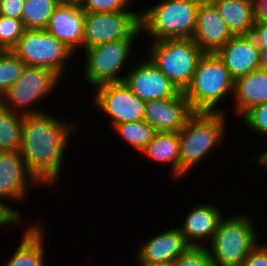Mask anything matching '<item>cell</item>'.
<instances>
[{
  "instance_id": "obj_25",
  "label": "cell",
  "mask_w": 267,
  "mask_h": 266,
  "mask_svg": "<svg viewBox=\"0 0 267 266\" xmlns=\"http://www.w3.org/2000/svg\"><path fill=\"white\" fill-rule=\"evenodd\" d=\"M60 0H24L21 20L26 29L45 30Z\"/></svg>"
},
{
  "instance_id": "obj_35",
  "label": "cell",
  "mask_w": 267,
  "mask_h": 266,
  "mask_svg": "<svg viewBox=\"0 0 267 266\" xmlns=\"http://www.w3.org/2000/svg\"><path fill=\"white\" fill-rule=\"evenodd\" d=\"M255 22L267 23V0H257L255 2Z\"/></svg>"
},
{
  "instance_id": "obj_21",
  "label": "cell",
  "mask_w": 267,
  "mask_h": 266,
  "mask_svg": "<svg viewBox=\"0 0 267 266\" xmlns=\"http://www.w3.org/2000/svg\"><path fill=\"white\" fill-rule=\"evenodd\" d=\"M17 249L3 266H45L44 227L42 223L28 224Z\"/></svg>"
},
{
  "instance_id": "obj_19",
  "label": "cell",
  "mask_w": 267,
  "mask_h": 266,
  "mask_svg": "<svg viewBox=\"0 0 267 266\" xmlns=\"http://www.w3.org/2000/svg\"><path fill=\"white\" fill-rule=\"evenodd\" d=\"M221 209L209 202L199 203L185 215L183 223L178 225L186 241L191 246H203L209 244L219 226V222L225 216Z\"/></svg>"
},
{
  "instance_id": "obj_4",
  "label": "cell",
  "mask_w": 267,
  "mask_h": 266,
  "mask_svg": "<svg viewBox=\"0 0 267 266\" xmlns=\"http://www.w3.org/2000/svg\"><path fill=\"white\" fill-rule=\"evenodd\" d=\"M226 115L222 112H195L178 132L180 178H184L197 164L200 165V161L221 144L223 137H226Z\"/></svg>"
},
{
  "instance_id": "obj_34",
  "label": "cell",
  "mask_w": 267,
  "mask_h": 266,
  "mask_svg": "<svg viewBox=\"0 0 267 266\" xmlns=\"http://www.w3.org/2000/svg\"><path fill=\"white\" fill-rule=\"evenodd\" d=\"M251 35L261 50L260 55H267V23L255 22Z\"/></svg>"
},
{
  "instance_id": "obj_33",
  "label": "cell",
  "mask_w": 267,
  "mask_h": 266,
  "mask_svg": "<svg viewBox=\"0 0 267 266\" xmlns=\"http://www.w3.org/2000/svg\"><path fill=\"white\" fill-rule=\"evenodd\" d=\"M24 0H2L0 2V15L21 19L23 12Z\"/></svg>"
},
{
  "instance_id": "obj_40",
  "label": "cell",
  "mask_w": 267,
  "mask_h": 266,
  "mask_svg": "<svg viewBox=\"0 0 267 266\" xmlns=\"http://www.w3.org/2000/svg\"><path fill=\"white\" fill-rule=\"evenodd\" d=\"M61 2H79L80 0H60Z\"/></svg>"
},
{
  "instance_id": "obj_3",
  "label": "cell",
  "mask_w": 267,
  "mask_h": 266,
  "mask_svg": "<svg viewBox=\"0 0 267 266\" xmlns=\"http://www.w3.org/2000/svg\"><path fill=\"white\" fill-rule=\"evenodd\" d=\"M234 82L216 53H204L184 95L194 112L227 113L218 105L226 100L225 97L233 95Z\"/></svg>"
},
{
  "instance_id": "obj_22",
  "label": "cell",
  "mask_w": 267,
  "mask_h": 266,
  "mask_svg": "<svg viewBox=\"0 0 267 266\" xmlns=\"http://www.w3.org/2000/svg\"><path fill=\"white\" fill-rule=\"evenodd\" d=\"M218 9L233 36L250 35L255 24L252 0H210Z\"/></svg>"
},
{
  "instance_id": "obj_5",
  "label": "cell",
  "mask_w": 267,
  "mask_h": 266,
  "mask_svg": "<svg viewBox=\"0 0 267 266\" xmlns=\"http://www.w3.org/2000/svg\"><path fill=\"white\" fill-rule=\"evenodd\" d=\"M224 216L207 245L213 266H242L252 248L259 242L253 217L247 214Z\"/></svg>"
},
{
  "instance_id": "obj_38",
  "label": "cell",
  "mask_w": 267,
  "mask_h": 266,
  "mask_svg": "<svg viewBox=\"0 0 267 266\" xmlns=\"http://www.w3.org/2000/svg\"><path fill=\"white\" fill-rule=\"evenodd\" d=\"M136 266H171V264H163V263H146V262H136Z\"/></svg>"
},
{
  "instance_id": "obj_24",
  "label": "cell",
  "mask_w": 267,
  "mask_h": 266,
  "mask_svg": "<svg viewBox=\"0 0 267 266\" xmlns=\"http://www.w3.org/2000/svg\"><path fill=\"white\" fill-rule=\"evenodd\" d=\"M23 114L12 111L0 102V152L19 151Z\"/></svg>"
},
{
  "instance_id": "obj_28",
  "label": "cell",
  "mask_w": 267,
  "mask_h": 266,
  "mask_svg": "<svg viewBox=\"0 0 267 266\" xmlns=\"http://www.w3.org/2000/svg\"><path fill=\"white\" fill-rule=\"evenodd\" d=\"M23 21L0 15V50H11L25 32Z\"/></svg>"
},
{
  "instance_id": "obj_8",
  "label": "cell",
  "mask_w": 267,
  "mask_h": 266,
  "mask_svg": "<svg viewBox=\"0 0 267 266\" xmlns=\"http://www.w3.org/2000/svg\"><path fill=\"white\" fill-rule=\"evenodd\" d=\"M11 51L26 65L49 68L61 78L75 54L55 36L38 29H26Z\"/></svg>"
},
{
  "instance_id": "obj_36",
  "label": "cell",
  "mask_w": 267,
  "mask_h": 266,
  "mask_svg": "<svg viewBox=\"0 0 267 266\" xmlns=\"http://www.w3.org/2000/svg\"><path fill=\"white\" fill-rule=\"evenodd\" d=\"M18 225V223L3 209L0 207V228L4 226Z\"/></svg>"
},
{
  "instance_id": "obj_6",
  "label": "cell",
  "mask_w": 267,
  "mask_h": 266,
  "mask_svg": "<svg viewBox=\"0 0 267 266\" xmlns=\"http://www.w3.org/2000/svg\"><path fill=\"white\" fill-rule=\"evenodd\" d=\"M147 57L178 88L184 92L204 52L193 39L151 41Z\"/></svg>"
},
{
  "instance_id": "obj_11",
  "label": "cell",
  "mask_w": 267,
  "mask_h": 266,
  "mask_svg": "<svg viewBox=\"0 0 267 266\" xmlns=\"http://www.w3.org/2000/svg\"><path fill=\"white\" fill-rule=\"evenodd\" d=\"M39 186L41 183L27 169L19 151L0 152V207L18 224L22 223V212L16 210L17 207L14 208L11 204L5 203L6 199L24 202L30 194V187L38 188Z\"/></svg>"
},
{
  "instance_id": "obj_12",
  "label": "cell",
  "mask_w": 267,
  "mask_h": 266,
  "mask_svg": "<svg viewBox=\"0 0 267 266\" xmlns=\"http://www.w3.org/2000/svg\"><path fill=\"white\" fill-rule=\"evenodd\" d=\"M93 105L109 116L111 126L144 119L145 101H142L125 83H105L96 86Z\"/></svg>"
},
{
  "instance_id": "obj_31",
  "label": "cell",
  "mask_w": 267,
  "mask_h": 266,
  "mask_svg": "<svg viewBox=\"0 0 267 266\" xmlns=\"http://www.w3.org/2000/svg\"><path fill=\"white\" fill-rule=\"evenodd\" d=\"M131 0H80L79 6L87 12H116L130 9Z\"/></svg>"
},
{
  "instance_id": "obj_16",
  "label": "cell",
  "mask_w": 267,
  "mask_h": 266,
  "mask_svg": "<svg viewBox=\"0 0 267 266\" xmlns=\"http://www.w3.org/2000/svg\"><path fill=\"white\" fill-rule=\"evenodd\" d=\"M233 37L218 9L210 0H202L192 39L204 53H216Z\"/></svg>"
},
{
  "instance_id": "obj_1",
  "label": "cell",
  "mask_w": 267,
  "mask_h": 266,
  "mask_svg": "<svg viewBox=\"0 0 267 266\" xmlns=\"http://www.w3.org/2000/svg\"><path fill=\"white\" fill-rule=\"evenodd\" d=\"M76 126V122L46 112L23 115L19 152L27 169L42 186L53 187L59 182L65 149Z\"/></svg>"
},
{
  "instance_id": "obj_15",
  "label": "cell",
  "mask_w": 267,
  "mask_h": 266,
  "mask_svg": "<svg viewBox=\"0 0 267 266\" xmlns=\"http://www.w3.org/2000/svg\"><path fill=\"white\" fill-rule=\"evenodd\" d=\"M260 53L251 34L233 36L216 52L234 80L262 68Z\"/></svg>"
},
{
  "instance_id": "obj_7",
  "label": "cell",
  "mask_w": 267,
  "mask_h": 266,
  "mask_svg": "<svg viewBox=\"0 0 267 266\" xmlns=\"http://www.w3.org/2000/svg\"><path fill=\"white\" fill-rule=\"evenodd\" d=\"M60 79L49 68L26 65L21 77L2 95L0 102L23 115L45 112L37 105L58 88Z\"/></svg>"
},
{
  "instance_id": "obj_37",
  "label": "cell",
  "mask_w": 267,
  "mask_h": 266,
  "mask_svg": "<svg viewBox=\"0 0 267 266\" xmlns=\"http://www.w3.org/2000/svg\"><path fill=\"white\" fill-rule=\"evenodd\" d=\"M256 156H254V163H257L260 165L264 171L267 172V149H264L262 152H257Z\"/></svg>"
},
{
  "instance_id": "obj_32",
  "label": "cell",
  "mask_w": 267,
  "mask_h": 266,
  "mask_svg": "<svg viewBox=\"0 0 267 266\" xmlns=\"http://www.w3.org/2000/svg\"><path fill=\"white\" fill-rule=\"evenodd\" d=\"M242 266H267V244L259 241L245 258Z\"/></svg>"
},
{
  "instance_id": "obj_10",
  "label": "cell",
  "mask_w": 267,
  "mask_h": 266,
  "mask_svg": "<svg viewBox=\"0 0 267 266\" xmlns=\"http://www.w3.org/2000/svg\"><path fill=\"white\" fill-rule=\"evenodd\" d=\"M140 33V13L137 10L85 11L82 48L85 50L113 40L136 39Z\"/></svg>"
},
{
  "instance_id": "obj_27",
  "label": "cell",
  "mask_w": 267,
  "mask_h": 266,
  "mask_svg": "<svg viewBox=\"0 0 267 266\" xmlns=\"http://www.w3.org/2000/svg\"><path fill=\"white\" fill-rule=\"evenodd\" d=\"M25 66L11 50L0 51V98L21 77Z\"/></svg>"
},
{
  "instance_id": "obj_17",
  "label": "cell",
  "mask_w": 267,
  "mask_h": 266,
  "mask_svg": "<svg viewBox=\"0 0 267 266\" xmlns=\"http://www.w3.org/2000/svg\"><path fill=\"white\" fill-rule=\"evenodd\" d=\"M84 20L85 11L78 2H60L45 30L76 53L82 48Z\"/></svg>"
},
{
  "instance_id": "obj_23",
  "label": "cell",
  "mask_w": 267,
  "mask_h": 266,
  "mask_svg": "<svg viewBox=\"0 0 267 266\" xmlns=\"http://www.w3.org/2000/svg\"><path fill=\"white\" fill-rule=\"evenodd\" d=\"M157 164L171 165L174 180H180V151L178 132H156L153 139L140 152Z\"/></svg>"
},
{
  "instance_id": "obj_9",
  "label": "cell",
  "mask_w": 267,
  "mask_h": 266,
  "mask_svg": "<svg viewBox=\"0 0 267 266\" xmlns=\"http://www.w3.org/2000/svg\"><path fill=\"white\" fill-rule=\"evenodd\" d=\"M135 39L113 40L83 50L85 56V80L95 88L105 83L123 82L122 68L131 59Z\"/></svg>"
},
{
  "instance_id": "obj_29",
  "label": "cell",
  "mask_w": 267,
  "mask_h": 266,
  "mask_svg": "<svg viewBox=\"0 0 267 266\" xmlns=\"http://www.w3.org/2000/svg\"><path fill=\"white\" fill-rule=\"evenodd\" d=\"M239 118L253 133L267 138V102L250 108Z\"/></svg>"
},
{
  "instance_id": "obj_13",
  "label": "cell",
  "mask_w": 267,
  "mask_h": 266,
  "mask_svg": "<svg viewBox=\"0 0 267 266\" xmlns=\"http://www.w3.org/2000/svg\"><path fill=\"white\" fill-rule=\"evenodd\" d=\"M134 66L125 75L124 83L142 101L171 98L180 92L147 56Z\"/></svg>"
},
{
  "instance_id": "obj_14",
  "label": "cell",
  "mask_w": 267,
  "mask_h": 266,
  "mask_svg": "<svg viewBox=\"0 0 267 266\" xmlns=\"http://www.w3.org/2000/svg\"><path fill=\"white\" fill-rule=\"evenodd\" d=\"M194 113L184 92L180 91L171 98L146 101L144 119L156 132H179Z\"/></svg>"
},
{
  "instance_id": "obj_39",
  "label": "cell",
  "mask_w": 267,
  "mask_h": 266,
  "mask_svg": "<svg viewBox=\"0 0 267 266\" xmlns=\"http://www.w3.org/2000/svg\"><path fill=\"white\" fill-rule=\"evenodd\" d=\"M261 56V65L264 69H267V55H260Z\"/></svg>"
},
{
  "instance_id": "obj_26",
  "label": "cell",
  "mask_w": 267,
  "mask_h": 266,
  "mask_svg": "<svg viewBox=\"0 0 267 266\" xmlns=\"http://www.w3.org/2000/svg\"><path fill=\"white\" fill-rule=\"evenodd\" d=\"M112 129L129 146H132L139 152L146 147L156 133L154 127L145 119L137 122L117 124Z\"/></svg>"
},
{
  "instance_id": "obj_18",
  "label": "cell",
  "mask_w": 267,
  "mask_h": 266,
  "mask_svg": "<svg viewBox=\"0 0 267 266\" xmlns=\"http://www.w3.org/2000/svg\"><path fill=\"white\" fill-rule=\"evenodd\" d=\"M145 240L135 253V262L171 264L191 246L178 226Z\"/></svg>"
},
{
  "instance_id": "obj_2",
  "label": "cell",
  "mask_w": 267,
  "mask_h": 266,
  "mask_svg": "<svg viewBox=\"0 0 267 266\" xmlns=\"http://www.w3.org/2000/svg\"><path fill=\"white\" fill-rule=\"evenodd\" d=\"M202 0H160L140 10V30L149 40L192 39Z\"/></svg>"
},
{
  "instance_id": "obj_30",
  "label": "cell",
  "mask_w": 267,
  "mask_h": 266,
  "mask_svg": "<svg viewBox=\"0 0 267 266\" xmlns=\"http://www.w3.org/2000/svg\"><path fill=\"white\" fill-rule=\"evenodd\" d=\"M190 246L171 266H213L207 246Z\"/></svg>"
},
{
  "instance_id": "obj_20",
  "label": "cell",
  "mask_w": 267,
  "mask_h": 266,
  "mask_svg": "<svg viewBox=\"0 0 267 266\" xmlns=\"http://www.w3.org/2000/svg\"><path fill=\"white\" fill-rule=\"evenodd\" d=\"M234 111L242 116L250 108L267 102V69L263 67L235 80Z\"/></svg>"
}]
</instances>
